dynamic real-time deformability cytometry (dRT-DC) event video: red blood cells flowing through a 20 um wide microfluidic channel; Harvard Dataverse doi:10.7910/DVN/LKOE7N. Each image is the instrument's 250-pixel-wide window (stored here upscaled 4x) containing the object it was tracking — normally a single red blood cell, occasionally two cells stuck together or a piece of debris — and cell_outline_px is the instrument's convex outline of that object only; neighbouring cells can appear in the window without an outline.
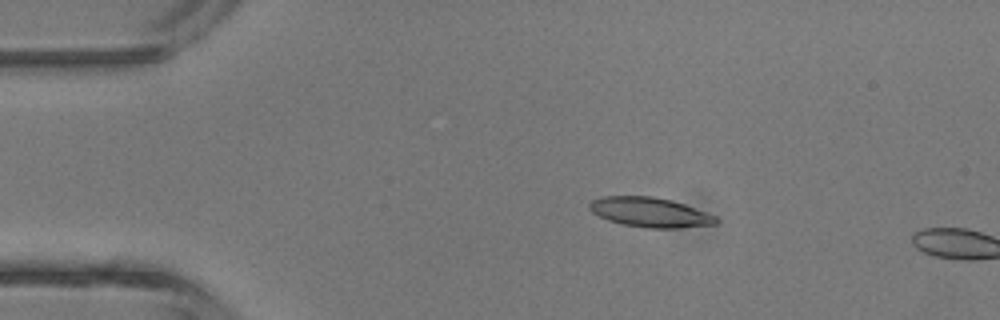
{"species": "common noctule bat (a hibernating species)", "species_latin": "Nyctalus noctula", "temperature_condition": "room temperature", "stored_images_in_passage": 3, "camera_frame_rate_fps": 3000, "um_per_image_px": 0.085, "animal": {"sex": "male", "body_mass_g": 13.3}, "frame": {"image": 1, "passage_image": 2, "time_ms": 1.333, "image_size_px": [1000, 320], "cell_outline_px": [[720, 220], [716, 224], [680, 228], [644, 228], [624, 224], [608, 220], [592, 212], [588, 208], [588, 204], [592, 200], [604, 196], [652, 196], [672, 200], [684, 204], [716, 216]], "centroid_in_image_um": [55.26, 18.04], "position_along_channel_um": 29.7, "area_um2": 21.91}}